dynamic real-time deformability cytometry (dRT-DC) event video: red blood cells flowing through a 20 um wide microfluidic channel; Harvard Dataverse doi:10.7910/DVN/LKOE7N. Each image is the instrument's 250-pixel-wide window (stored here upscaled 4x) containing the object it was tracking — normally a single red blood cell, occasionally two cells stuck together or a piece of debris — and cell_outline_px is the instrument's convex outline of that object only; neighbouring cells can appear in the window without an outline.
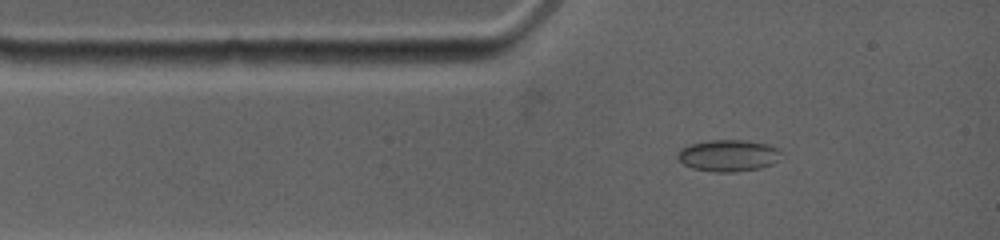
{"species": "common noctule bat (a hibernating species)", "species_latin": "Nyctalus noctula", "temperature_condition": "warm", "stored_images_in_passage": 3, "camera_frame_rate_fps": 4500, "um_per_image_px": 0.085, "animal": {"sex": "female", "body_mass_g": 19.0, "forearm_length_mm": 53.3}, "frame": {"image": 1, "passage_image": 2, "time_ms": 0.889, "image_size_px": [1000, 240], "cell_outline_px": [[780, 152], [776, 160], [772, 164], [760, 168], [736, 172], [716, 172], [692, 168], [684, 164], [676, 156], [676, 152], [680, 148], [692, 144], [708, 140], [744, 140], [768, 144], [776, 148]], "centroid_in_image_um": [61.86, 13.22], "position_along_channel_um": 23.1, "area_um2": 19.02}}